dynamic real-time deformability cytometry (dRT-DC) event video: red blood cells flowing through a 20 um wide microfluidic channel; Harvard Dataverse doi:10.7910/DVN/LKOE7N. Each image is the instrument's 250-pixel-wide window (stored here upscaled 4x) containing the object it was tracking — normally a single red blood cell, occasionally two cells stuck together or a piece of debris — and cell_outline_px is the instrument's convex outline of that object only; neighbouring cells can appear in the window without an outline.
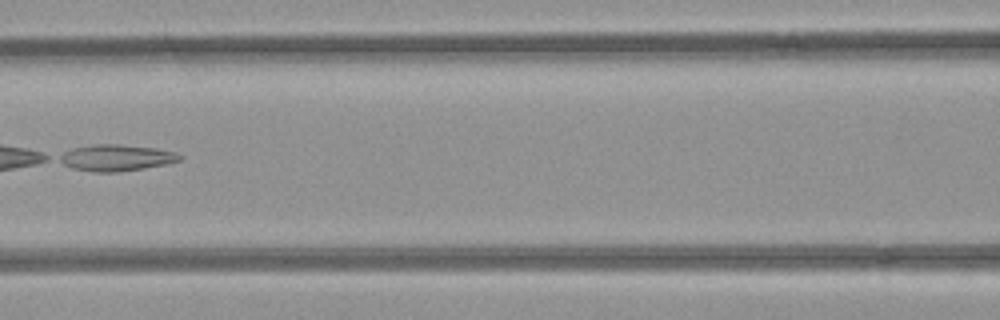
{"species": "common noctule bat (a hibernating species)", "species_latin": "Nyctalus noctula", "temperature_condition": "room temperature", "stored_images_in_passage": 3, "camera_frame_rate_fps": 3000, "um_per_image_px": 0.085, "animal": {"sex": "female", "body_mass_g": 21.9}, "frame": {"image": 1, "passage_image": 3, "time_ms": 0.667, "image_size_px": [1000, 320], "cell_outline_px": [[184, 156], [180, 160], [168, 164], [144, 168], [116, 172], [92, 172], [72, 168], [56, 160], [56, 156], [72, 148], [92, 144], [120, 144], [156, 148], [176, 152]], "centroid_in_image_um": [9.86, 13.4], "position_along_channel_um": 156.7, "area_um2": 18.79}}